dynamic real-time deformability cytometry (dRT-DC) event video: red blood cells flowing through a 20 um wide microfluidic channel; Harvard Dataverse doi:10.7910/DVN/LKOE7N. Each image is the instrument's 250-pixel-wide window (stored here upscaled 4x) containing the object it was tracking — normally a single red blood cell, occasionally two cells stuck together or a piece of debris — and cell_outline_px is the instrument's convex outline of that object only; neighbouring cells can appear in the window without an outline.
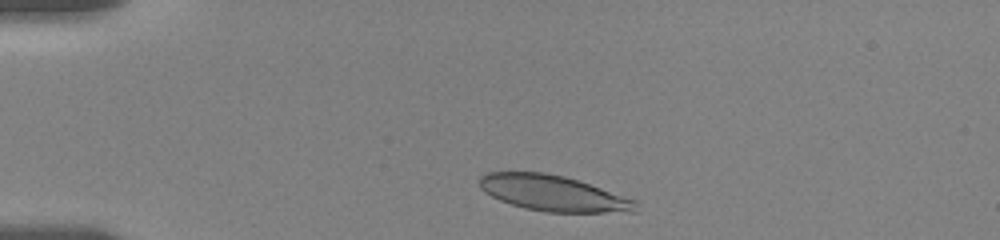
{"species": "human", "species_latin": "Homo sapiens", "temperature_condition": "room temperature", "stored_images_in_passage": 11, "camera_frame_rate_fps": 3000, "um_per_image_px": 0.085, "donor": {"sex": "female"}, "frame": {"image": 1, "passage_image": 2, "time_ms": 0.333, "image_size_px": [1000, 240], "cell_outline_px": [[636, 212], [544, 212], [524, 208], [500, 200], [484, 192], [480, 188], [480, 176], [488, 172], [544, 172], [564, 176], [636, 200]], "centroid_in_image_um": [46.98, 16.43], "position_along_channel_um": 38.0, "area_um2": 32.19}}
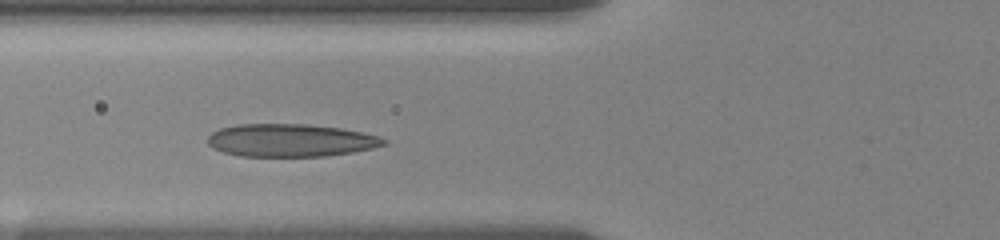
{"frame": {"image": 2, "passage_image": 8, "time_ms": 3.333, "image_size_px": [1000, 240], "cell_outline_px": [[388, 144], [372, 148], [352, 152], [328, 156], [240, 156], [224, 152], [212, 148], [208, 144], [208, 136], [212, 132], [220, 128], [236, 124], [308, 124], [340, 128], [380, 136], [388, 140]], "centroid_in_image_um": [24.7, 11.92], "position_along_channel_um": 101.1, "area_um2": 33.76}}
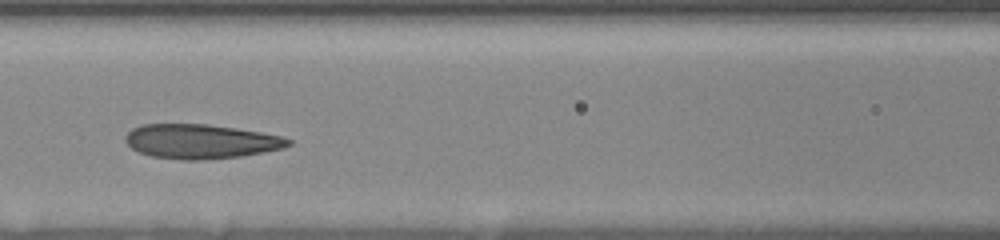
{"frame": {"image": 3, "passage_image": 10, "time_ms": 4.667, "image_size_px": [1000, 240], "cell_outline_px": [[292, 144], [284, 148], [264, 152], [240, 156], [204, 160], [180, 160], [152, 156], [140, 152], [132, 148], [124, 140], [124, 136], [132, 128], [140, 124], [208, 124], [236, 128], [284, 136], [292, 140]], "centroid_in_image_um": [17.08, 12.02], "position_along_channel_um": 149.5, "area_um2": 32.89}}